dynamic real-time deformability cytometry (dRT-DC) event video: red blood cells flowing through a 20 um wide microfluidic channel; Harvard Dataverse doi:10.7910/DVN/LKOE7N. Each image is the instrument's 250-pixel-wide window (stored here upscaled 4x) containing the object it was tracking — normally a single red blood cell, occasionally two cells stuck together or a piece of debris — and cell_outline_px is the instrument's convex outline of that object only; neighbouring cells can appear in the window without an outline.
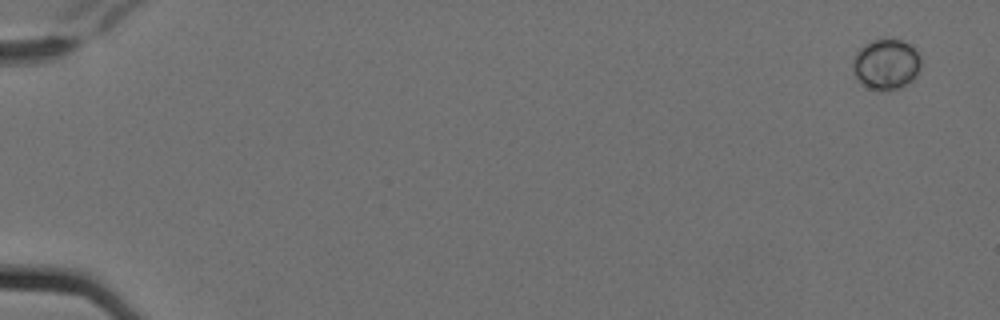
{"species": "Egyptian fruit bat (a non-hibernating species)", "species_latin": "Rousettus aegyptiacus", "temperature_condition": "cold", "stored_images_in_passage": 5, "camera_frame_rate_fps": 3000, "um_per_image_px": 0.085, "animal": {"sex": "female"}, "frame": {"image": 1, "passage_image": 1, "time_ms": 0.0, "image_size_px": [1000, 320], "cell_outline_px": [[920, 68], [916, 76], [912, 80], [900, 88], [868, 88], [860, 84], [852, 68], [852, 64], [856, 52], [860, 48], [872, 40], [900, 40], [908, 44], [920, 56]], "centroid_in_image_um": [75.3, 5.46], "position_along_channel_um": 9.7, "area_um2": 19.54}}
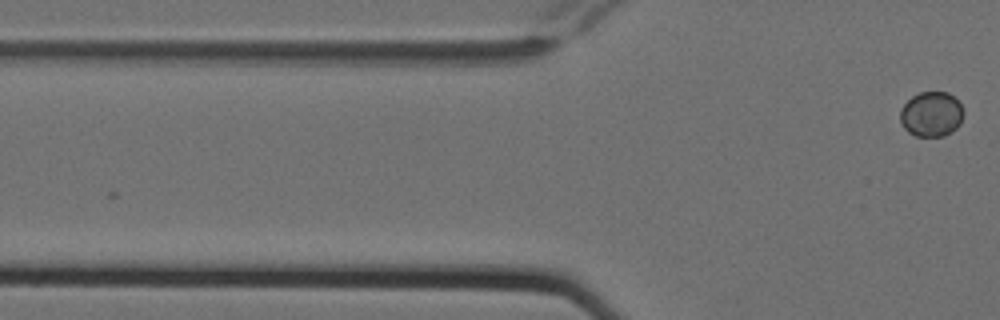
{"frame": {"image": 2, "passage_image": 5, "time_ms": 1.333, "image_size_px": [1000, 320], "cell_outline_px": [[964, 116], [960, 124], [952, 132], [944, 136], [916, 136], [908, 132], [904, 128], [900, 120], [900, 108], [912, 96], [920, 92], [948, 92], [964, 108]], "centroid_in_image_um": [79.17, 9.71], "position_along_channel_um": 46.6, "area_um2": 16.76}}